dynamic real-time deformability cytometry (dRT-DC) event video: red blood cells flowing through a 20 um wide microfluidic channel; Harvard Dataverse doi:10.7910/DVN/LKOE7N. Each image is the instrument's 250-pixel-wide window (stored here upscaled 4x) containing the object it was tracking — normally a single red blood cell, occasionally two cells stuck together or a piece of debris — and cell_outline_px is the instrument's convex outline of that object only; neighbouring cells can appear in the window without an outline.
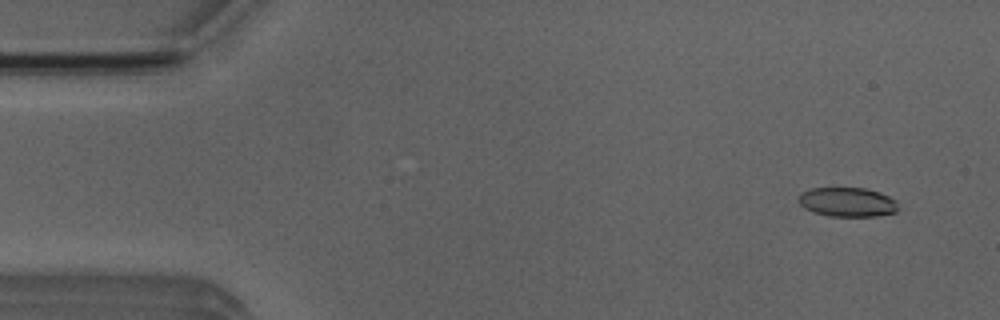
{"species": "Egyptian fruit bat (a non-hibernating species)", "species_latin": "Rousettus aegyptiacus", "temperature_condition": "room temperature", "stored_images_in_passage": 52, "camera_frame_rate_fps": 3000, "um_per_image_px": 0.085, "animal": {"sex": "male"}, "frame": {"image": 1, "passage_image": 4, "time_ms": 1.0, "image_size_px": [1000, 320], "cell_outline_px": [[900, 208], [896, 212], [876, 216], [828, 216], [812, 212], [804, 208], [800, 204], [800, 196], [804, 192], [812, 188], [864, 188], [880, 192], [896, 200]], "centroid_in_image_um": [72.08, 17.19], "position_along_channel_um": 12.9, "area_um2": 16.99}}
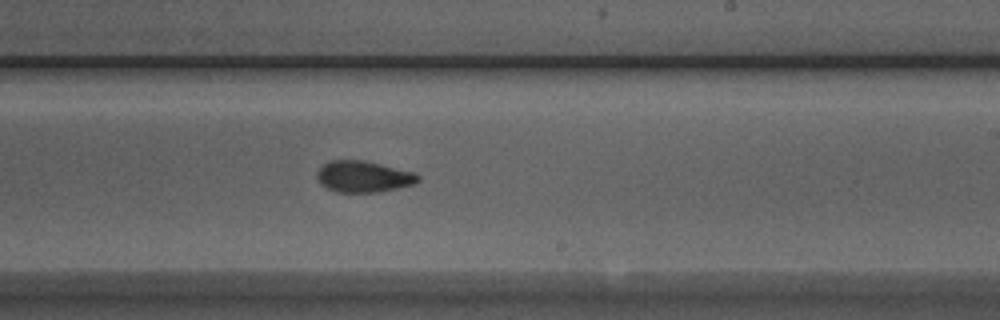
{"frame": {"image": 2, "passage_image": 31, "time_ms": 10.0, "image_size_px": [1000, 320], "cell_outline_px": [[420, 180], [412, 184], [380, 192], [336, 192], [320, 184], [316, 176], [316, 172], [328, 160], [360, 160], [380, 164], [412, 172], [420, 176]], "centroid_in_image_um": [30.84, 15.01], "position_along_channel_um": 258.2, "area_um2": 18.26}}
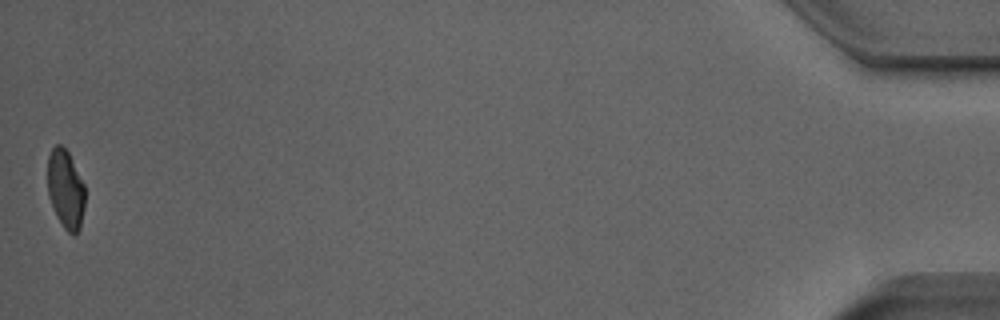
{"frame": {"image": 3, "passage_image": 52, "time_ms": 17.0, "image_size_px": [1000, 320], "cell_outline_px": [[84, 208], [80, 228], [72, 236], [64, 228], [56, 216], [48, 196], [48, 156], [52, 148], [56, 144], [60, 144], [68, 152], [84, 184]], "centroid_in_image_um": [5.57, 16.09], "position_along_channel_um": 429.6, "area_um2": 17.11}, "authors_computed_cell_mechanics": {"area_um2": 18.3226, "velocity_mm_per_s": 3.9314, "shape_relaxation_time_tau1_ms": 9.3758, "shape_relaxation_time_tau2_ms": 1.6854, "deformation_change_tau1": 0.2147, "deformation_change_tau2": 0.0788}}